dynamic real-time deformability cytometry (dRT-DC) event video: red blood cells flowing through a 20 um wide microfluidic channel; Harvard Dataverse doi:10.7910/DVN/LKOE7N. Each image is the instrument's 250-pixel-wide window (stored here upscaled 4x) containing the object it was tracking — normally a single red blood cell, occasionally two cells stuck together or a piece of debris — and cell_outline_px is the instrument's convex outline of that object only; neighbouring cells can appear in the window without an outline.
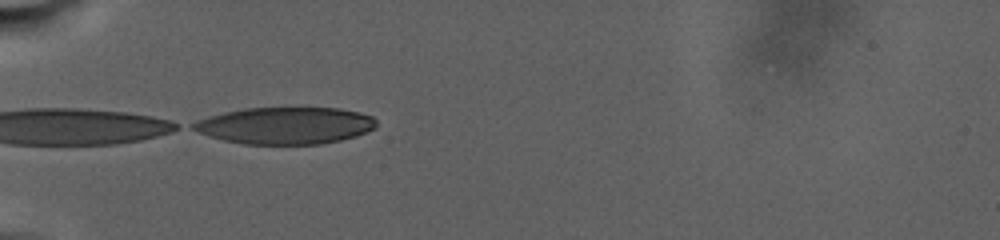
{"species": "human", "species_latin": "Homo sapiens", "temperature_condition": "warm", "stored_images_in_passage": 29, "camera_frame_rate_fps": 3000, "um_per_image_px": 0.085, "donor": {"sex": "male"}, "frame": {"image": 1, "passage_image": 1, "time_ms": 0.0, "image_size_px": [1000, 240], "cell_outline_px": [[376, 128], [356, 136], [340, 140], [320, 144], [244, 144], [224, 140], [208, 136], [192, 128], [188, 124], [196, 120], [208, 116], [224, 112], [244, 108], [340, 108], [360, 112], [372, 116], [376, 120]], "centroid_in_image_um": [24.25, 10.67], "position_along_channel_um": 60.8, "area_um2": 39.54}}
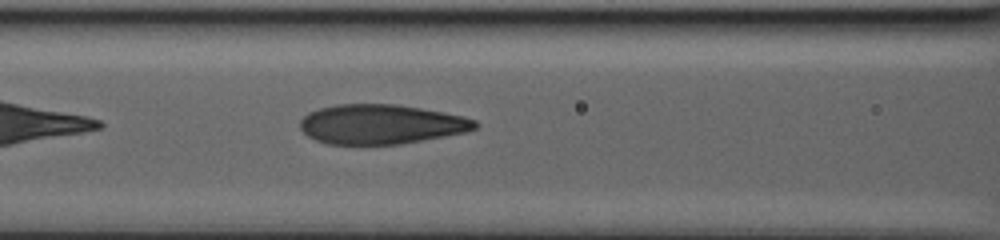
{"frame": {"image": 2, "passage_image": 18, "time_ms": 3.667, "image_size_px": [1000, 240], "cell_outline_px": [[480, 124], [476, 128], [468, 132], [400, 144], [364, 148], [328, 144], [316, 140], [308, 136], [300, 128], [300, 120], [308, 112], [320, 108], [336, 104], [396, 104], [420, 108], [464, 116], [476, 120]], "centroid_in_image_um": [32.37, 10.6], "position_along_channel_um": 134.2, "area_um2": 41.5}}
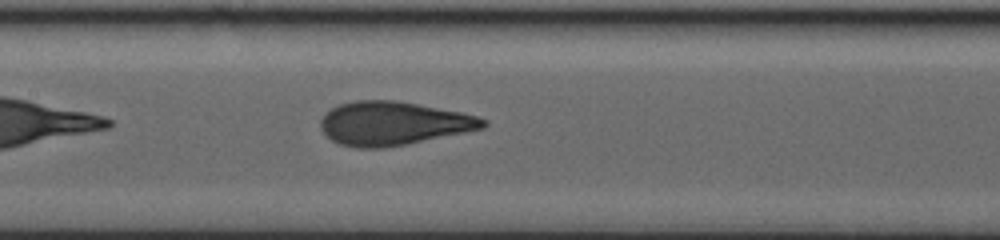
{"frame": {"image": 3, "passage_image": 26, "time_ms": 5.333, "image_size_px": [1000, 240], "cell_outline_px": [[488, 124], [484, 128], [384, 148], [356, 148], [340, 144], [332, 140], [320, 128], [320, 120], [332, 108], [340, 104], [356, 100], [396, 100], [460, 112], [476, 116], [488, 120]], "centroid_in_image_um": [33.41, 10.48], "position_along_channel_um": 174.0, "area_um2": 40.86}}